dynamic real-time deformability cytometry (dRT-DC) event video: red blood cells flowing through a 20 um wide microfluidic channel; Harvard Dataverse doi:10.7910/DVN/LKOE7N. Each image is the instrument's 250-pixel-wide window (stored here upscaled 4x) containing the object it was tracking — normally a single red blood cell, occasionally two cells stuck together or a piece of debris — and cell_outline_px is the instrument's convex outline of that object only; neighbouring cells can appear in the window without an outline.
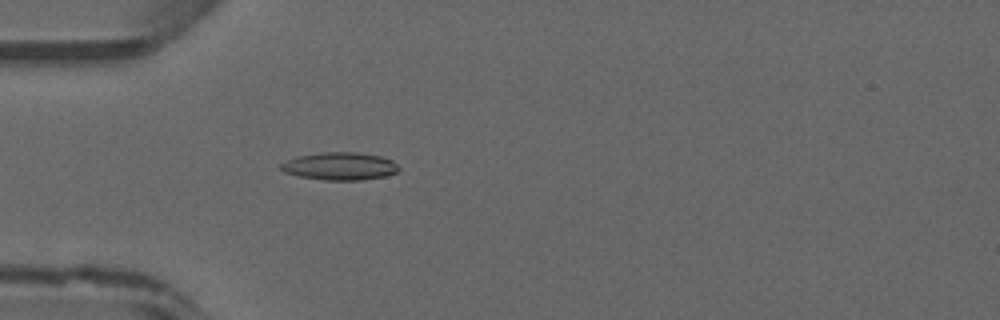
{"species": "common noctule bat (a hibernating species)", "species_latin": "Nyctalus noctula", "temperature_condition": "warm", "stored_images_in_passage": 46, "camera_frame_rate_fps": 3000, "um_per_image_px": 0.085, "animal": {"sex": "male", "forearm_length_mm": 52.5}, "frame": {"image": 1, "passage_image": 14, "time_ms": 4.333, "image_size_px": [1000, 320], "cell_outline_px": [[400, 168], [396, 172], [388, 176], [360, 180], [324, 180], [300, 176], [284, 172], [280, 168], [280, 164], [296, 156], [320, 152], [356, 152], [380, 156], [392, 160]], "centroid_in_image_um": [28.89, 14.12], "position_along_channel_um": 56.1, "area_um2": 19.07}}
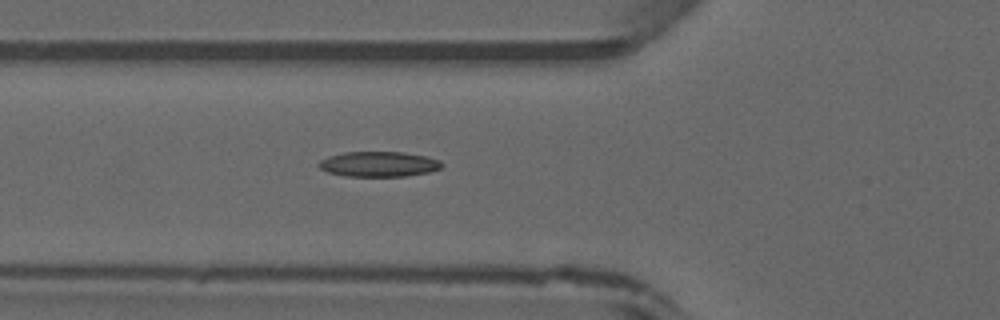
{"frame": {"image": 2, "passage_image": 17, "time_ms": 5.333, "image_size_px": [1000, 320], "cell_outline_px": [[444, 164], [440, 168], [428, 172], [404, 176], [344, 176], [328, 172], [320, 168], [316, 164], [320, 160], [328, 156], [344, 152], [404, 152], [424, 156], [440, 160]], "centroid_in_image_um": [32.16, 13.94], "position_along_channel_um": 93.6, "area_um2": 18.03}}
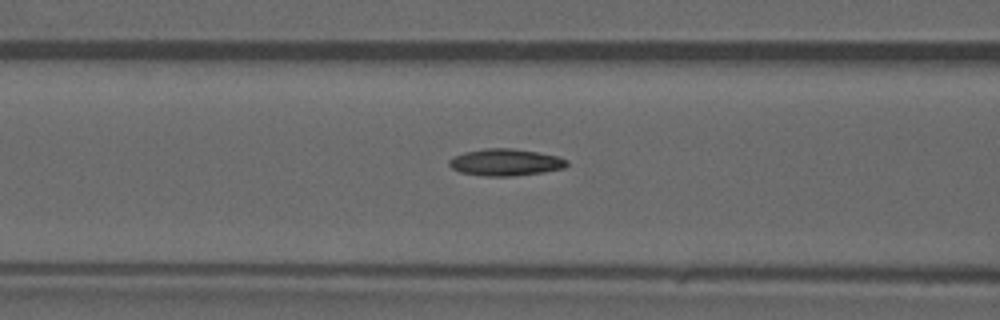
{"frame": {"image": 3, "passage_image": 19, "time_ms": 6.0, "image_size_px": [1000, 320], "cell_outline_px": [[568, 164], [564, 168], [544, 172], [512, 176], [484, 176], [460, 172], [452, 168], [448, 164], [448, 160], [452, 156], [464, 152], [484, 148], [512, 148], [536, 152], [556, 156], [568, 160]], "centroid_in_image_um": [42.93, 13.79], "position_along_channel_um": 123.7, "area_um2": 18.5}}